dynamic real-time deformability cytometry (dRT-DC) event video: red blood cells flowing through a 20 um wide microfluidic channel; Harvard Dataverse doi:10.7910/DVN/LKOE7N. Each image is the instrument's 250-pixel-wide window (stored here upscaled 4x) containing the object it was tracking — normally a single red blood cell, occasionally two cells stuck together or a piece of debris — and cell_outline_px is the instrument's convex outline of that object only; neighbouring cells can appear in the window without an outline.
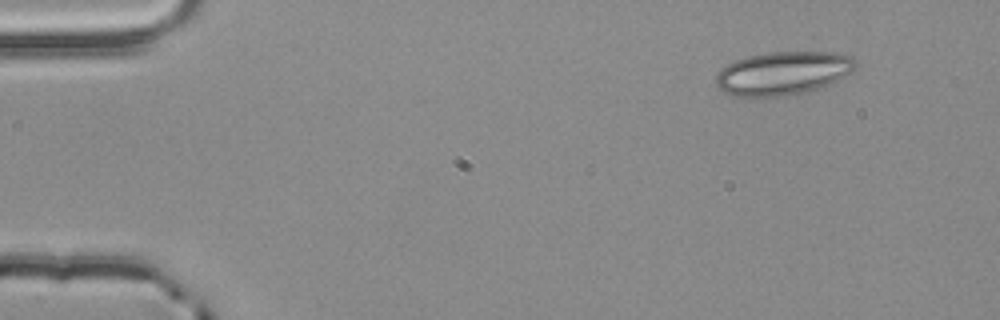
{"species": "common noctule bat (a hibernating species)", "species_latin": "Nyctalus noctula", "temperature_condition": "room temperature", "stored_images_in_passage": 4, "segment_of_instrument_passage": [1, 2], "camera_frame_rate_fps": 3000, "um_per_image_px": 0.085, "animal": {"sex": "male", "body_mass_g": 20.4}, "frame": {"image": 1, "passage_image": 1, "time_ms": 0.0, "image_size_px": [1000, 320], "cell_outline_px": [[856, 68], [852, 72], [820, 88], [804, 92], [776, 96], [736, 96], [724, 92], [716, 88], [716, 76], [720, 68], [744, 56], [768, 52], [836, 52], [852, 56], [856, 60]], "centroid_in_image_um": [66.54, 6.2], "position_along_channel_um": 18.5, "area_um2": 35.37}}
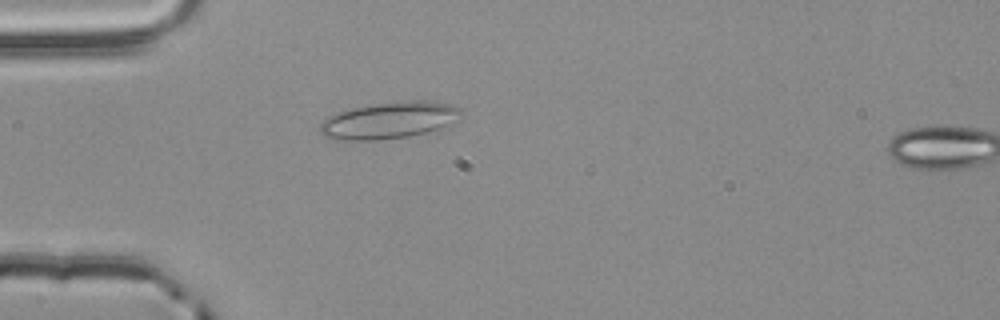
{"frame": {"image": 2, "passage_image": 3, "time_ms": 0.667, "image_size_px": [1000, 320], "cell_outline_px": [[460, 120], [440, 128], [408, 136], [376, 140], [336, 140], [324, 136], [320, 132], [320, 124], [324, 120], [340, 112], [352, 108], [372, 104], [416, 100], [420, 100], [452, 104], [460, 108]], "centroid_in_image_um": [33.1, 10.23], "position_along_channel_um": 51.9, "area_um2": 29.82}}